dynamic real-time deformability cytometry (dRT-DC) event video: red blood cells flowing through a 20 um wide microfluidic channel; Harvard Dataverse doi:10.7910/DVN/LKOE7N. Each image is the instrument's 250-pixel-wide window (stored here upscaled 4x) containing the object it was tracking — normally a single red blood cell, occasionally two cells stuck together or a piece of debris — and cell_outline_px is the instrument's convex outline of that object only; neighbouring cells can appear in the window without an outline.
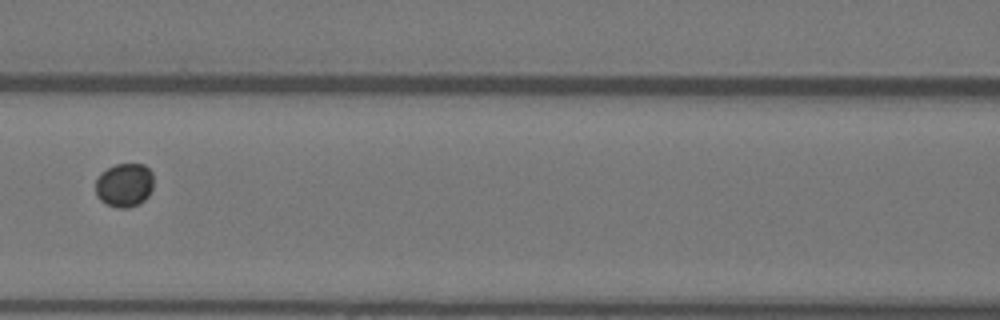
{"species": "Egyptian fruit bat (a non-hibernating species)", "species_latin": "Rousettus aegyptiacus", "temperature_condition": "warm", "stored_images_in_passage": 7, "camera_frame_rate_fps": 3000, "um_per_image_px": 0.085, "animal": {"sex": "female"}, "frame": {"image": 1, "passage_image": 7, "time_ms": 2.0, "image_size_px": [1000, 320], "cell_outline_px": [[152, 188], [148, 196], [140, 204], [128, 208], [120, 208], [104, 204], [96, 196], [96, 180], [100, 172], [116, 164], [144, 164], [152, 172]], "centroid_in_image_um": [10.56, 15.74], "position_along_channel_um": 156.0, "area_um2": 14.97}}